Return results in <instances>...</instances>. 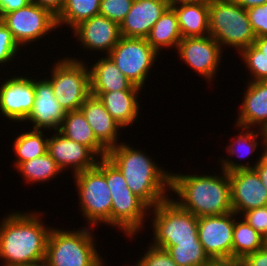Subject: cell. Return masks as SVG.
Masks as SVG:
<instances>
[{
    "mask_svg": "<svg viewBox=\"0 0 267 266\" xmlns=\"http://www.w3.org/2000/svg\"><path fill=\"white\" fill-rule=\"evenodd\" d=\"M16 170L27 183H45L63 173L55 160L46 152L44 155L21 163Z\"/></svg>",
    "mask_w": 267,
    "mask_h": 266,
    "instance_id": "28",
    "label": "cell"
},
{
    "mask_svg": "<svg viewBox=\"0 0 267 266\" xmlns=\"http://www.w3.org/2000/svg\"><path fill=\"white\" fill-rule=\"evenodd\" d=\"M263 247L267 249V235L264 237Z\"/></svg>",
    "mask_w": 267,
    "mask_h": 266,
    "instance_id": "49",
    "label": "cell"
},
{
    "mask_svg": "<svg viewBox=\"0 0 267 266\" xmlns=\"http://www.w3.org/2000/svg\"><path fill=\"white\" fill-rule=\"evenodd\" d=\"M104 176L112 198L111 227L124 232L126 238H133L145 228L150 207L130 190L120 170L107 157H104Z\"/></svg>",
    "mask_w": 267,
    "mask_h": 266,
    "instance_id": "5",
    "label": "cell"
},
{
    "mask_svg": "<svg viewBox=\"0 0 267 266\" xmlns=\"http://www.w3.org/2000/svg\"><path fill=\"white\" fill-rule=\"evenodd\" d=\"M90 66V92L143 90L128 80L108 55Z\"/></svg>",
    "mask_w": 267,
    "mask_h": 266,
    "instance_id": "23",
    "label": "cell"
},
{
    "mask_svg": "<svg viewBox=\"0 0 267 266\" xmlns=\"http://www.w3.org/2000/svg\"><path fill=\"white\" fill-rule=\"evenodd\" d=\"M242 266H267V249L262 247L242 259Z\"/></svg>",
    "mask_w": 267,
    "mask_h": 266,
    "instance_id": "40",
    "label": "cell"
},
{
    "mask_svg": "<svg viewBox=\"0 0 267 266\" xmlns=\"http://www.w3.org/2000/svg\"><path fill=\"white\" fill-rule=\"evenodd\" d=\"M235 127L241 129L242 131L235 135V138H232L227 148H225L227 153L232 157H238L240 159L247 158L253 152L257 151L256 149L259 147L258 139H265L267 132L255 129L248 128L243 126L235 125ZM258 132V133H257ZM238 136V137H237ZM245 153V154H244Z\"/></svg>",
    "mask_w": 267,
    "mask_h": 266,
    "instance_id": "32",
    "label": "cell"
},
{
    "mask_svg": "<svg viewBox=\"0 0 267 266\" xmlns=\"http://www.w3.org/2000/svg\"><path fill=\"white\" fill-rule=\"evenodd\" d=\"M73 178L80 212L87 226L96 227L102 223L111 226L112 198L104 176V158H100L95 167L77 173Z\"/></svg>",
    "mask_w": 267,
    "mask_h": 266,
    "instance_id": "7",
    "label": "cell"
},
{
    "mask_svg": "<svg viewBox=\"0 0 267 266\" xmlns=\"http://www.w3.org/2000/svg\"><path fill=\"white\" fill-rule=\"evenodd\" d=\"M80 110L92 128L96 139L107 150L119 144V130H122L123 127L113 119L97 96L90 94L81 105Z\"/></svg>",
    "mask_w": 267,
    "mask_h": 266,
    "instance_id": "21",
    "label": "cell"
},
{
    "mask_svg": "<svg viewBox=\"0 0 267 266\" xmlns=\"http://www.w3.org/2000/svg\"><path fill=\"white\" fill-rule=\"evenodd\" d=\"M68 139L89 147L99 158L106 157L108 150L96 139L82 111L66 112L58 130Z\"/></svg>",
    "mask_w": 267,
    "mask_h": 266,
    "instance_id": "25",
    "label": "cell"
},
{
    "mask_svg": "<svg viewBox=\"0 0 267 266\" xmlns=\"http://www.w3.org/2000/svg\"><path fill=\"white\" fill-rule=\"evenodd\" d=\"M209 35L238 53L256 39L247 10L232 0H209Z\"/></svg>",
    "mask_w": 267,
    "mask_h": 266,
    "instance_id": "6",
    "label": "cell"
},
{
    "mask_svg": "<svg viewBox=\"0 0 267 266\" xmlns=\"http://www.w3.org/2000/svg\"><path fill=\"white\" fill-rule=\"evenodd\" d=\"M182 38L176 13L174 9L169 6L153 25L146 40L160 55V51L163 48H176L177 50Z\"/></svg>",
    "mask_w": 267,
    "mask_h": 266,
    "instance_id": "26",
    "label": "cell"
},
{
    "mask_svg": "<svg viewBox=\"0 0 267 266\" xmlns=\"http://www.w3.org/2000/svg\"><path fill=\"white\" fill-rule=\"evenodd\" d=\"M72 30L83 49L99 51L105 55L112 51L121 37L119 24L101 14L82 21Z\"/></svg>",
    "mask_w": 267,
    "mask_h": 266,
    "instance_id": "17",
    "label": "cell"
},
{
    "mask_svg": "<svg viewBox=\"0 0 267 266\" xmlns=\"http://www.w3.org/2000/svg\"><path fill=\"white\" fill-rule=\"evenodd\" d=\"M244 91L235 125L267 132V81H248Z\"/></svg>",
    "mask_w": 267,
    "mask_h": 266,
    "instance_id": "20",
    "label": "cell"
},
{
    "mask_svg": "<svg viewBox=\"0 0 267 266\" xmlns=\"http://www.w3.org/2000/svg\"><path fill=\"white\" fill-rule=\"evenodd\" d=\"M204 266H242V259L233 256L209 258Z\"/></svg>",
    "mask_w": 267,
    "mask_h": 266,
    "instance_id": "43",
    "label": "cell"
},
{
    "mask_svg": "<svg viewBox=\"0 0 267 266\" xmlns=\"http://www.w3.org/2000/svg\"><path fill=\"white\" fill-rule=\"evenodd\" d=\"M240 217L263 238L267 235V205L248 210Z\"/></svg>",
    "mask_w": 267,
    "mask_h": 266,
    "instance_id": "39",
    "label": "cell"
},
{
    "mask_svg": "<svg viewBox=\"0 0 267 266\" xmlns=\"http://www.w3.org/2000/svg\"><path fill=\"white\" fill-rule=\"evenodd\" d=\"M235 213L232 256L243 259L263 247L264 238ZM240 219V220H239Z\"/></svg>",
    "mask_w": 267,
    "mask_h": 266,
    "instance_id": "29",
    "label": "cell"
},
{
    "mask_svg": "<svg viewBox=\"0 0 267 266\" xmlns=\"http://www.w3.org/2000/svg\"><path fill=\"white\" fill-rule=\"evenodd\" d=\"M134 264H135L134 266H140L137 262H134Z\"/></svg>",
    "mask_w": 267,
    "mask_h": 266,
    "instance_id": "50",
    "label": "cell"
},
{
    "mask_svg": "<svg viewBox=\"0 0 267 266\" xmlns=\"http://www.w3.org/2000/svg\"><path fill=\"white\" fill-rule=\"evenodd\" d=\"M47 153L64 173L71 168L73 175L95 167L100 159L89 147L68 139L58 130L48 138Z\"/></svg>",
    "mask_w": 267,
    "mask_h": 266,
    "instance_id": "16",
    "label": "cell"
},
{
    "mask_svg": "<svg viewBox=\"0 0 267 266\" xmlns=\"http://www.w3.org/2000/svg\"><path fill=\"white\" fill-rule=\"evenodd\" d=\"M40 215L43 213L38 210L5 215L0 223L1 266H23L45 259L52 227L46 226Z\"/></svg>",
    "mask_w": 267,
    "mask_h": 266,
    "instance_id": "1",
    "label": "cell"
},
{
    "mask_svg": "<svg viewBox=\"0 0 267 266\" xmlns=\"http://www.w3.org/2000/svg\"><path fill=\"white\" fill-rule=\"evenodd\" d=\"M43 131L31 129L19 133L14 140L13 150L17 159H14V167H18L21 163L42 156L47 152L48 138ZM45 136V137H44Z\"/></svg>",
    "mask_w": 267,
    "mask_h": 266,
    "instance_id": "27",
    "label": "cell"
},
{
    "mask_svg": "<svg viewBox=\"0 0 267 266\" xmlns=\"http://www.w3.org/2000/svg\"><path fill=\"white\" fill-rule=\"evenodd\" d=\"M18 43L14 40L11 31L0 19V66L9 65L12 59H16L17 53L21 50Z\"/></svg>",
    "mask_w": 267,
    "mask_h": 266,
    "instance_id": "35",
    "label": "cell"
},
{
    "mask_svg": "<svg viewBox=\"0 0 267 266\" xmlns=\"http://www.w3.org/2000/svg\"><path fill=\"white\" fill-rule=\"evenodd\" d=\"M23 266H50L49 263L44 259L33 264L23 265Z\"/></svg>",
    "mask_w": 267,
    "mask_h": 266,
    "instance_id": "48",
    "label": "cell"
},
{
    "mask_svg": "<svg viewBox=\"0 0 267 266\" xmlns=\"http://www.w3.org/2000/svg\"><path fill=\"white\" fill-rule=\"evenodd\" d=\"M237 160L235 161L231 160L230 157L224 158L222 157L221 159L219 158L218 163L220 165V169L224 170L225 172H233L239 169H255L257 174L259 175L263 185L267 189V164L262 160V156L258 157V160L256 159L255 163L251 165V163L244 162L243 163H237Z\"/></svg>",
    "mask_w": 267,
    "mask_h": 266,
    "instance_id": "36",
    "label": "cell"
},
{
    "mask_svg": "<svg viewBox=\"0 0 267 266\" xmlns=\"http://www.w3.org/2000/svg\"><path fill=\"white\" fill-rule=\"evenodd\" d=\"M99 9L100 0H66L56 16L57 28L65 26L73 29L82 21L98 15Z\"/></svg>",
    "mask_w": 267,
    "mask_h": 266,
    "instance_id": "30",
    "label": "cell"
},
{
    "mask_svg": "<svg viewBox=\"0 0 267 266\" xmlns=\"http://www.w3.org/2000/svg\"><path fill=\"white\" fill-rule=\"evenodd\" d=\"M235 212L198 217V237L209 258L232 257Z\"/></svg>",
    "mask_w": 267,
    "mask_h": 266,
    "instance_id": "14",
    "label": "cell"
},
{
    "mask_svg": "<svg viewBox=\"0 0 267 266\" xmlns=\"http://www.w3.org/2000/svg\"><path fill=\"white\" fill-rule=\"evenodd\" d=\"M35 99L31 113L24 121L31 122L33 129L59 130L66 112L54 95L52 84L47 79H34Z\"/></svg>",
    "mask_w": 267,
    "mask_h": 266,
    "instance_id": "18",
    "label": "cell"
},
{
    "mask_svg": "<svg viewBox=\"0 0 267 266\" xmlns=\"http://www.w3.org/2000/svg\"><path fill=\"white\" fill-rule=\"evenodd\" d=\"M261 142L263 143H261L260 144V146L262 145V151H263V153H261L262 155V160L267 164V134H266V137H265V139L264 140H261ZM263 146H264V148H263Z\"/></svg>",
    "mask_w": 267,
    "mask_h": 266,
    "instance_id": "46",
    "label": "cell"
},
{
    "mask_svg": "<svg viewBox=\"0 0 267 266\" xmlns=\"http://www.w3.org/2000/svg\"><path fill=\"white\" fill-rule=\"evenodd\" d=\"M170 6H174L181 3H196L203 0H167Z\"/></svg>",
    "mask_w": 267,
    "mask_h": 266,
    "instance_id": "47",
    "label": "cell"
},
{
    "mask_svg": "<svg viewBox=\"0 0 267 266\" xmlns=\"http://www.w3.org/2000/svg\"><path fill=\"white\" fill-rule=\"evenodd\" d=\"M247 13L256 38L267 36V3L247 9Z\"/></svg>",
    "mask_w": 267,
    "mask_h": 266,
    "instance_id": "38",
    "label": "cell"
},
{
    "mask_svg": "<svg viewBox=\"0 0 267 266\" xmlns=\"http://www.w3.org/2000/svg\"><path fill=\"white\" fill-rule=\"evenodd\" d=\"M232 210L239 217L246 211L267 205V189L255 169L229 173Z\"/></svg>",
    "mask_w": 267,
    "mask_h": 266,
    "instance_id": "15",
    "label": "cell"
},
{
    "mask_svg": "<svg viewBox=\"0 0 267 266\" xmlns=\"http://www.w3.org/2000/svg\"><path fill=\"white\" fill-rule=\"evenodd\" d=\"M169 6L167 0H134L130 11L119 25L121 36L146 38Z\"/></svg>",
    "mask_w": 267,
    "mask_h": 266,
    "instance_id": "19",
    "label": "cell"
},
{
    "mask_svg": "<svg viewBox=\"0 0 267 266\" xmlns=\"http://www.w3.org/2000/svg\"><path fill=\"white\" fill-rule=\"evenodd\" d=\"M133 2L134 0H100L99 14L120 25Z\"/></svg>",
    "mask_w": 267,
    "mask_h": 266,
    "instance_id": "34",
    "label": "cell"
},
{
    "mask_svg": "<svg viewBox=\"0 0 267 266\" xmlns=\"http://www.w3.org/2000/svg\"><path fill=\"white\" fill-rule=\"evenodd\" d=\"M29 3L31 0H0V19L6 13L26 7Z\"/></svg>",
    "mask_w": 267,
    "mask_h": 266,
    "instance_id": "41",
    "label": "cell"
},
{
    "mask_svg": "<svg viewBox=\"0 0 267 266\" xmlns=\"http://www.w3.org/2000/svg\"><path fill=\"white\" fill-rule=\"evenodd\" d=\"M66 0H31V2L48 9L54 16H57L65 4Z\"/></svg>",
    "mask_w": 267,
    "mask_h": 266,
    "instance_id": "42",
    "label": "cell"
},
{
    "mask_svg": "<svg viewBox=\"0 0 267 266\" xmlns=\"http://www.w3.org/2000/svg\"><path fill=\"white\" fill-rule=\"evenodd\" d=\"M233 2H236L244 9H249L254 6L263 5L264 3H267V0H232Z\"/></svg>",
    "mask_w": 267,
    "mask_h": 266,
    "instance_id": "44",
    "label": "cell"
},
{
    "mask_svg": "<svg viewBox=\"0 0 267 266\" xmlns=\"http://www.w3.org/2000/svg\"><path fill=\"white\" fill-rule=\"evenodd\" d=\"M137 263L140 266H178L166 250L151 244Z\"/></svg>",
    "mask_w": 267,
    "mask_h": 266,
    "instance_id": "37",
    "label": "cell"
},
{
    "mask_svg": "<svg viewBox=\"0 0 267 266\" xmlns=\"http://www.w3.org/2000/svg\"><path fill=\"white\" fill-rule=\"evenodd\" d=\"M6 78L0 86V113L13 122H24L35 99L34 78L24 75Z\"/></svg>",
    "mask_w": 267,
    "mask_h": 266,
    "instance_id": "13",
    "label": "cell"
},
{
    "mask_svg": "<svg viewBox=\"0 0 267 266\" xmlns=\"http://www.w3.org/2000/svg\"><path fill=\"white\" fill-rule=\"evenodd\" d=\"M254 45L267 57V36L257 37Z\"/></svg>",
    "mask_w": 267,
    "mask_h": 266,
    "instance_id": "45",
    "label": "cell"
},
{
    "mask_svg": "<svg viewBox=\"0 0 267 266\" xmlns=\"http://www.w3.org/2000/svg\"><path fill=\"white\" fill-rule=\"evenodd\" d=\"M177 16L182 37L209 35V0L171 6Z\"/></svg>",
    "mask_w": 267,
    "mask_h": 266,
    "instance_id": "24",
    "label": "cell"
},
{
    "mask_svg": "<svg viewBox=\"0 0 267 266\" xmlns=\"http://www.w3.org/2000/svg\"><path fill=\"white\" fill-rule=\"evenodd\" d=\"M140 90H120L112 92H90L97 96L113 119L123 128L132 127L139 118L141 110ZM130 125V126H129Z\"/></svg>",
    "mask_w": 267,
    "mask_h": 266,
    "instance_id": "22",
    "label": "cell"
},
{
    "mask_svg": "<svg viewBox=\"0 0 267 266\" xmlns=\"http://www.w3.org/2000/svg\"><path fill=\"white\" fill-rule=\"evenodd\" d=\"M222 51L220 44L210 35L182 38L177 48L178 57L183 64H187L191 70L205 78L207 83L212 82L219 72L224 54Z\"/></svg>",
    "mask_w": 267,
    "mask_h": 266,
    "instance_id": "12",
    "label": "cell"
},
{
    "mask_svg": "<svg viewBox=\"0 0 267 266\" xmlns=\"http://www.w3.org/2000/svg\"><path fill=\"white\" fill-rule=\"evenodd\" d=\"M158 55L146 38L123 36L108 54L125 77L142 89Z\"/></svg>",
    "mask_w": 267,
    "mask_h": 266,
    "instance_id": "10",
    "label": "cell"
},
{
    "mask_svg": "<svg viewBox=\"0 0 267 266\" xmlns=\"http://www.w3.org/2000/svg\"><path fill=\"white\" fill-rule=\"evenodd\" d=\"M220 170L218 175L172 172L170 191L178 197L172 200L196 217L233 212L229 173Z\"/></svg>",
    "mask_w": 267,
    "mask_h": 266,
    "instance_id": "3",
    "label": "cell"
},
{
    "mask_svg": "<svg viewBox=\"0 0 267 266\" xmlns=\"http://www.w3.org/2000/svg\"><path fill=\"white\" fill-rule=\"evenodd\" d=\"M152 211V212H151ZM153 214V238L155 247L176 246V242L199 241L198 217L182 209L169 197L165 201L150 208Z\"/></svg>",
    "mask_w": 267,
    "mask_h": 266,
    "instance_id": "8",
    "label": "cell"
},
{
    "mask_svg": "<svg viewBox=\"0 0 267 266\" xmlns=\"http://www.w3.org/2000/svg\"><path fill=\"white\" fill-rule=\"evenodd\" d=\"M94 228L84 226L78 230H63L52 226L45 260L50 266H105V260L96 249L95 235L91 232Z\"/></svg>",
    "mask_w": 267,
    "mask_h": 266,
    "instance_id": "4",
    "label": "cell"
},
{
    "mask_svg": "<svg viewBox=\"0 0 267 266\" xmlns=\"http://www.w3.org/2000/svg\"><path fill=\"white\" fill-rule=\"evenodd\" d=\"M141 150L121 142L110 148L106 157L120 170L130 190L153 208L169 198L172 171Z\"/></svg>",
    "mask_w": 267,
    "mask_h": 266,
    "instance_id": "2",
    "label": "cell"
},
{
    "mask_svg": "<svg viewBox=\"0 0 267 266\" xmlns=\"http://www.w3.org/2000/svg\"><path fill=\"white\" fill-rule=\"evenodd\" d=\"M178 266H204L209 256L200 241L176 242V246H160Z\"/></svg>",
    "mask_w": 267,
    "mask_h": 266,
    "instance_id": "31",
    "label": "cell"
},
{
    "mask_svg": "<svg viewBox=\"0 0 267 266\" xmlns=\"http://www.w3.org/2000/svg\"><path fill=\"white\" fill-rule=\"evenodd\" d=\"M250 73L247 81H267V57L254 44L242 49L239 53Z\"/></svg>",
    "mask_w": 267,
    "mask_h": 266,
    "instance_id": "33",
    "label": "cell"
},
{
    "mask_svg": "<svg viewBox=\"0 0 267 266\" xmlns=\"http://www.w3.org/2000/svg\"><path fill=\"white\" fill-rule=\"evenodd\" d=\"M51 69L54 95L65 112L79 110L90 95V71L87 61L76 57L58 58ZM86 63V64H85ZM88 66V67H87Z\"/></svg>",
    "mask_w": 267,
    "mask_h": 266,
    "instance_id": "9",
    "label": "cell"
},
{
    "mask_svg": "<svg viewBox=\"0 0 267 266\" xmlns=\"http://www.w3.org/2000/svg\"><path fill=\"white\" fill-rule=\"evenodd\" d=\"M1 20L22 48L34 44L57 28L56 16L33 2L26 7L6 13Z\"/></svg>",
    "mask_w": 267,
    "mask_h": 266,
    "instance_id": "11",
    "label": "cell"
}]
</instances>
